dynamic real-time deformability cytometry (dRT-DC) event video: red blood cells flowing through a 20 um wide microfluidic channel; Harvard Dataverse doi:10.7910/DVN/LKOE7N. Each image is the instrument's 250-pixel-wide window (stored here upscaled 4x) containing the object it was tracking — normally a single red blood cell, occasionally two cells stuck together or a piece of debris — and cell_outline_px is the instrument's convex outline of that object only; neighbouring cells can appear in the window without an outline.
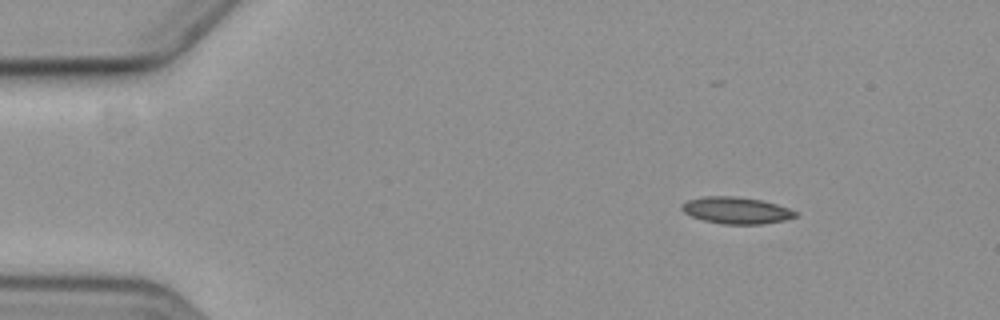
{"species": "common noctule bat (a hibernating species)", "species_latin": "Nyctalus noctula", "temperature_condition": "cold", "stored_images_in_passage": 3, "camera_frame_rate_fps": 3000, "um_per_image_px": 0.085, "animal": {"sex": "female", "body_mass_g": 19.3, "forearm_length_mm": 54.1}, "frame": {"image": 1, "passage_image": 1, "time_ms": 0.0, "image_size_px": [1000, 320], "cell_outline_px": [[796, 216], [784, 220], [764, 224], [724, 224], [704, 220], [692, 216], [684, 212], [680, 208], [688, 200], [704, 196], [732, 196], [760, 200], [776, 204], [788, 208], [796, 212]], "centroid_in_image_um": [62.58, 17.88], "position_along_channel_um": 22.4, "area_um2": 17.4}}